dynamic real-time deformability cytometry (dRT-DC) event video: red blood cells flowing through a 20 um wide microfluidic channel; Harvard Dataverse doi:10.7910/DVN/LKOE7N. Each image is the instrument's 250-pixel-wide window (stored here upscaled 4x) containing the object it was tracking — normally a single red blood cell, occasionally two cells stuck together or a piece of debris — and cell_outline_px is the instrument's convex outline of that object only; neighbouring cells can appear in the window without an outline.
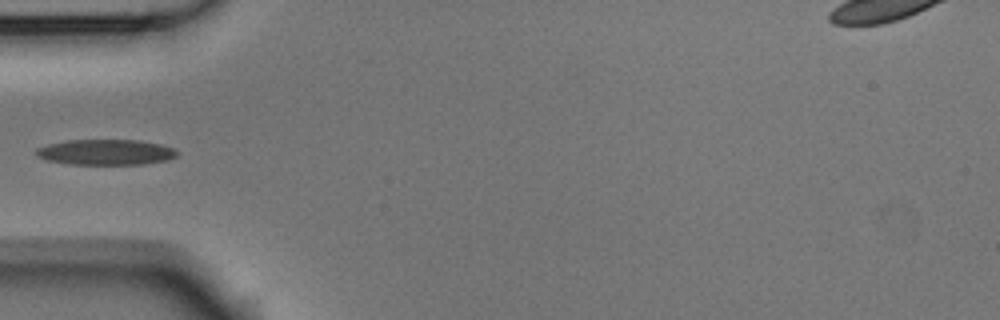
{"species": "Egyptian fruit bat (a non-hibernating species)", "species_latin": "Rousettus aegyptiacus", "temperature_condition": "room temperature", "stored_images_in_passage": 5, "camera_frame_rate_fps": 3000, "um_per_image_px": 0.085, "animal": {"sex": "male"}, "frame": {"image": 1, "passage_image": 5, "time_ms": 1.333, "image_size_px": [1000, 320], "cell_outline_px": [[180, 152], [176, 156], [168, 160], [144, 164], [68, 164], [44, 160], [36, 156], [36, 148], [48, 144], [68, 140], [140, 140], [160, 144], [176, 148]], "centroid_in_image_um": [9.01, 12.93], "position_along_channel_um": 76.0, "area_um2": 21.21}}